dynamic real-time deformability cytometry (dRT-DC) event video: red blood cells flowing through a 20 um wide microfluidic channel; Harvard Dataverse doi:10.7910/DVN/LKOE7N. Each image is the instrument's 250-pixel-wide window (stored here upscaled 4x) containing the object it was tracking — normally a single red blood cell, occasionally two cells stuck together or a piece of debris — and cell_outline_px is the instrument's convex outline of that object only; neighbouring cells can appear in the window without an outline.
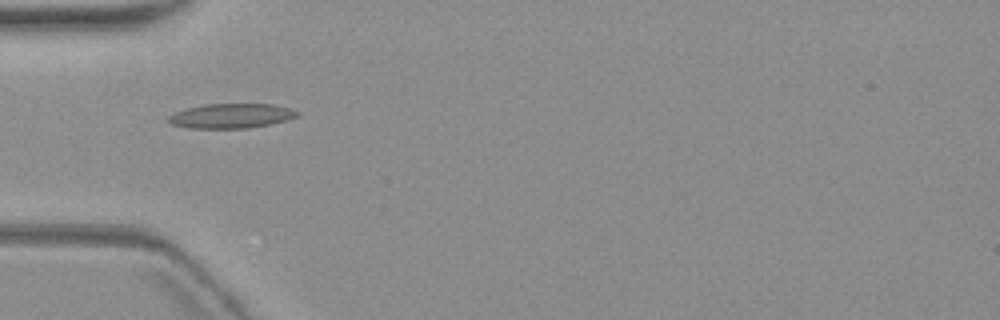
{"species": "common noctule bat (a hibernating species)", "species_latin": "Nyctalus noctula", "temperature_condition": "warm", "stored_images_in_passage": 6, "camera_frame_rate_fps": 3000, "um_per_image_px": 0.085, "animal": {"sex": "female", "body_mass_g": 19.3, "forearm_length_mm": 54.1}, "frame": {"image": 1, "passage_image": 3, "time_ms": 3.333, "image_size_px": [1000, 320], "cell_outline_px": [[300, 116], [288, 120], [248, 128], [192, 128], [172, 124], [168, 120], [168, 116], [176, 112], [188, 108], [204, 104], [272, 104], [288, 108], [300, 112]], "centroid_in_image_um": [19.69, 9.84], "position_along_channel_um": 65.3, "area_um2": 18.32}}
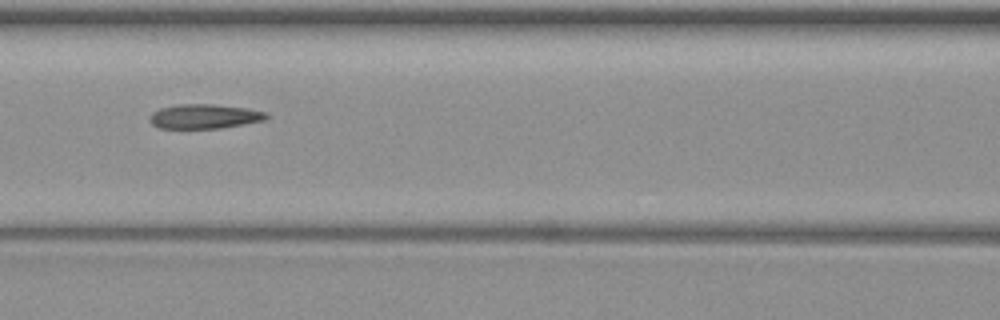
{"frame": {"image": 2, "passage_image": 5, "time_ms": 5.667, "image_size_px": [1000, 320], "cell_outline_px": [[268, 116], [264, 120], [244, 124], [220, 128], [160, 128], [152, 124], [148, 120], [148, 116], [152, 112], [160, 108], [176, 104], [212, 104], [244, 108], [264, 112]], "centroid_in_image_um": [17.29, 9.89], "position_along_channel_um": 149.3, "area_um2": 16.53}}
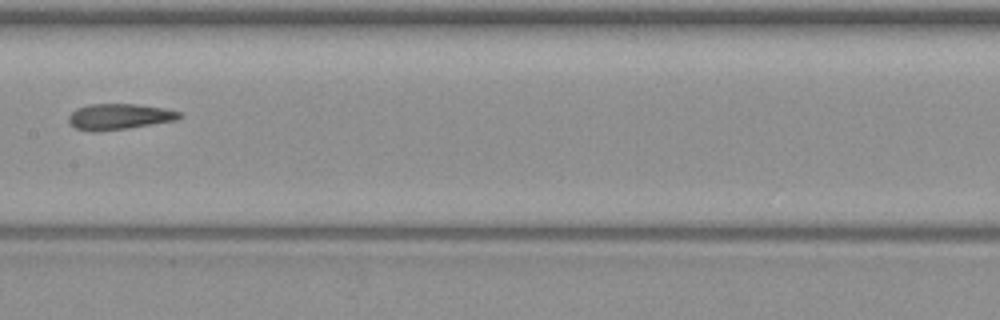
{"frame": {"image": 3, "passage_image": 6, "time_ms": 7.0, "image_size_px": [1000, 320], "cell_outline_px": [[180, 116], [176, 120], [152, 124], [96, 132], [92, 132], [76, 128], [68, 120], [68, 116], [76, 108], [88, 104], [136, 104], [164, 108], [180, 112]], "centroid_in_image_um": [10.09, 9.9], "position_along_channel_um": 197.3, "area_um2": 16.47}}